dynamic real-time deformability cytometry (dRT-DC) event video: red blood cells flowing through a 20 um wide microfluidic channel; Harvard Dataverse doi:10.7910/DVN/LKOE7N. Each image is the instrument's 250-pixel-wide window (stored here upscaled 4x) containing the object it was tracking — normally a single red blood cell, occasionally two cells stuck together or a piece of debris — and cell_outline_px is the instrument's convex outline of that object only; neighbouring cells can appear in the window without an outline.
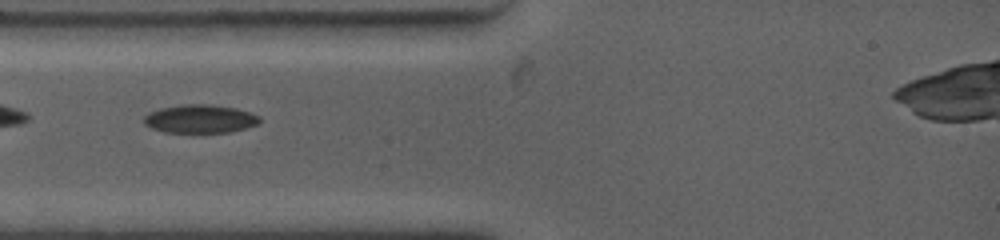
{"species": "common noctule bat (a hibernating species)", "species_latin": "Nyctalus noctula", "temperature_condition": "warm", "stored_images_in_passage": 3, "camera_frame_rate_fps": 4500, "um_per_image_px": 0.085, "animal": {"sex": "female", "body_mass_g": 19.0, "forearm_length_mm": 53.3}, "frame": {"image": 1, "passage_image": 1, "time_ms": 0.0, "image_size_px": [1000, 240], "cell_outline_px": [[260, 124], [232, 132], [164, 132], [152, 128], [144, 124], [144, 116], [148, 112], [160, 108], [184, 104], [208, 104], [236, 108], [260, 116]], "centroid_in_image_um": [17.01, 10.1], "position_along_channel_um": 68.0, "area_um2": 19.19}}
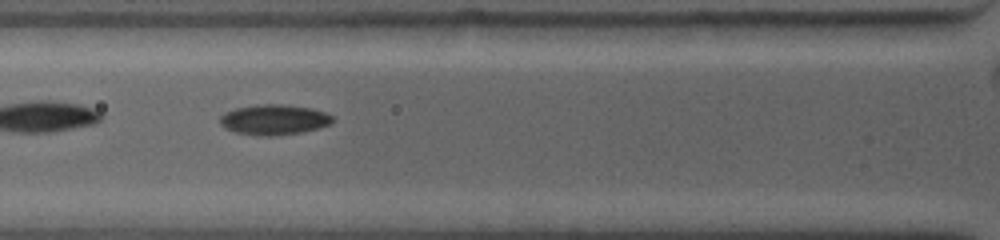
{"frame": {"image": 2, "passage_image": 2, "time_ms": 0.889, "image_size_px": [1000, 240], "cell_outline_px": [[332, 124], [300, 132], [276, 136], [256, 136], [236, 132], [224, 128], [220, 124], [220, 116], [224, 112], [236, 108], [256, 104], [284, 104], [312, 108], [324, 112], [332, 116]], "centroid_in_image_um": [23.25, 10.17], "position_along_channel_um": 102.5, "area_um2": 20.0}}